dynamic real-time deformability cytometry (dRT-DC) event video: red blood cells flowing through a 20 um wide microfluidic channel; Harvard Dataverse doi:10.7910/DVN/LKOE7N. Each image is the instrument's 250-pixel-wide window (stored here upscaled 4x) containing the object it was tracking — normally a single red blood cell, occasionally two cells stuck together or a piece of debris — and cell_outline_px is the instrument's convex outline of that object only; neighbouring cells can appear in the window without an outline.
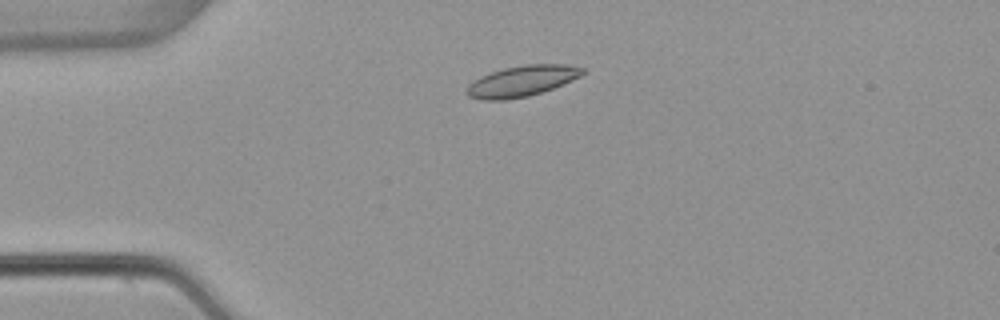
{"species": "common noctule bat (a hibernating species)", "species_latin": "Nyctalus noctula", "temperature_condition": "warm", "stored_images_in_passage": 48, "camera_frame_rate_fps": 3000, "um_per_image_px": 0.085, "animal": {"sex": "female", "body_mass_g": 22.7, "forearm_length_mm": 54.2}, "frame": {"image": 1, "passage_image": 8, "time_ms": 2.333, "image_size_px": [1000, 320], "cell_outline_px": [[588, 72], [572, 80], [552, 88], [528, 96], [504, 100], [480, 100], [468, 96], [464, 92], [468, 84], [480, 76], [504, 68], [524, 64], [564, 64], [584, 68]], "centroid_in_image_um": [44.33, 6.89], "position_along_channel_um": 40.7, "area_um2": 20.87}}
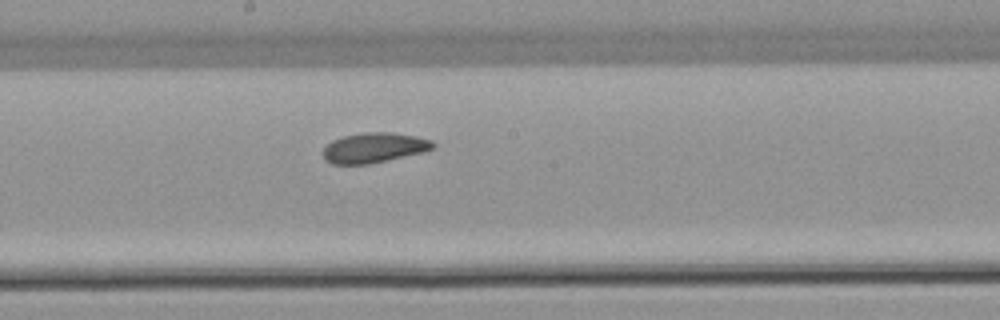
{"frame": {"image": 2, "passage_image": 24, "time_ms": 7.667, "image_size_px": [1000, 320], "cell_outline_px": [[436, 148], [424, 152], [388, 160], [368, 164], [332, 164], [324, 160], [320, 152], [332, 140], [344, 136], [364, 132], [392, 132], [416, 136], [432, 140], [436, 144]], "centroid_in_image_um": [31.8, 12.56], "position_along_channel_um": 216.4, "area_um2": 19.54}}
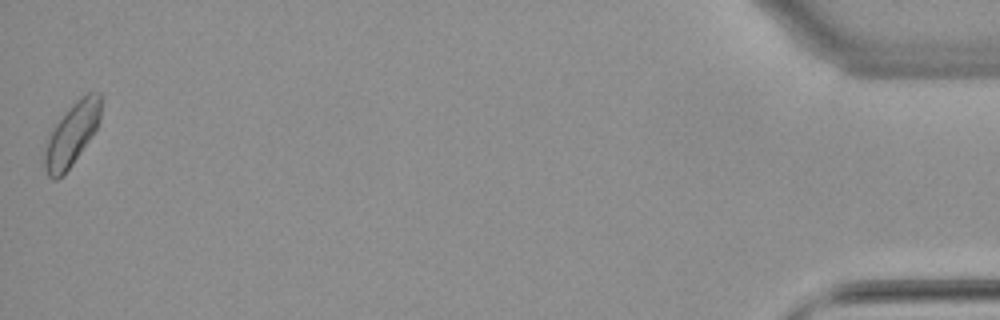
{"frame": {"image": 3, "passage_image": 48, "time_ms": 15.667, "image_size_px": [1000, 320], "cell_outline_px": [[100, 120], [96, 128], [72, 164], [56, 180], [52, 180], [48, 176], [40, 160], [48, 132], [72, 104], [80, 96], [88, 92], [100, 92]], "centroid_in_image_um": [6.01, 11.43], "position_along_channel_um": 429.2, "area_um2": 20.75}, "authors_computed_cell_mechanics": {"area_um2": 19.4497, "velocity_mm_per_s": 3.8529, "shape_relaxation_time_tau1_ms": 3.5888, "shape_relaxation_time_tau2_ms": 3.1684, "deformation_change_tau1": 0.0843, "deformation_change_tau2": 0.0742}}